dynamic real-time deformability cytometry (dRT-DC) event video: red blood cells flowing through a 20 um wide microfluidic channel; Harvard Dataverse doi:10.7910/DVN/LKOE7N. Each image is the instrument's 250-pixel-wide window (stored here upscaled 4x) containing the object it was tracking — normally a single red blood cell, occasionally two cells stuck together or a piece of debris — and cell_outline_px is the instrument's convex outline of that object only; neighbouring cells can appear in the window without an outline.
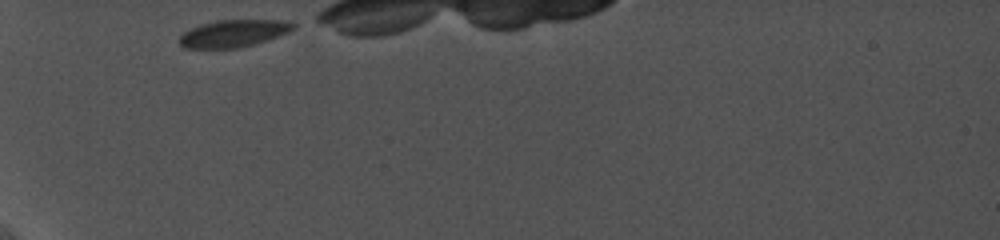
{"species": "common noctule bat (a hibernating species)", "species_latin": "Nyctalus noctula", "temperature_condition": "cold", "stored_images_in_passage": 17, "camera_frame_rate_fps": 5000, "um_per_image_px": 0.085, "animal": {"sex": "female", "body_mass_g": 19.0, "forearm_length_mm": 56.7}, "frame": {"image": 1, "passage_image": 1, "time_ms": 0.0, "image_size_px": [1000, 240], "cell_outline_px": [[296, 28], [288, 32], [240, 48], [184, 48], [180, 44], [180, 36], [184, 32], [200, 24], [216, 20], [292, 20], [296, 24]], "centroid_in_image_um": [19.87, 2.82], "position_along_channel_um": 65.1, "area_um2": 17.98}}
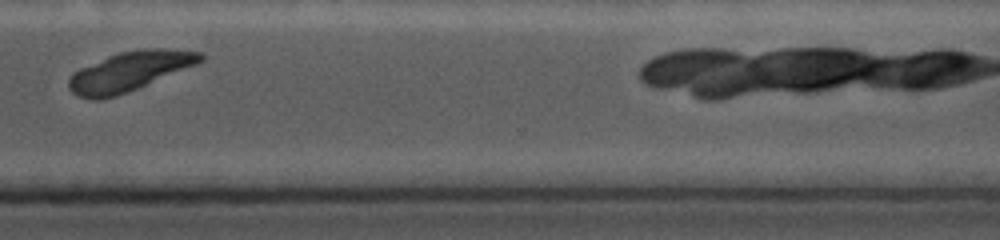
{"frame": {"image": 2, "passage_image": 15, "time_ms": 9.4, "image_size_px": [1000, 240], "cell_outline_px": [[204, 60], [196, 64], [116, 96], [100, 100], [92, 100], [76, 96], [68, 88], [68, 80], [72, 72], [80, 68], [108, 56], [120, 52], [144, 48], [168, 48], [204, 52]], "centroid_in_image_um": [10.98, 6.06], "position_along_channel_um": 359.6, "area_um2": 30.11}, "authors_computed_cell_mechanics": {"area_um2": 19.8254, "velocity_mm_per_s": 3.7393, "shape_relaxation_time_tau1_ms": 2.0509, "shape_relaxation_time_tau2_ms": null, "deformation_change_tau1": 0.0366, "deformation_change_tau2": null}}